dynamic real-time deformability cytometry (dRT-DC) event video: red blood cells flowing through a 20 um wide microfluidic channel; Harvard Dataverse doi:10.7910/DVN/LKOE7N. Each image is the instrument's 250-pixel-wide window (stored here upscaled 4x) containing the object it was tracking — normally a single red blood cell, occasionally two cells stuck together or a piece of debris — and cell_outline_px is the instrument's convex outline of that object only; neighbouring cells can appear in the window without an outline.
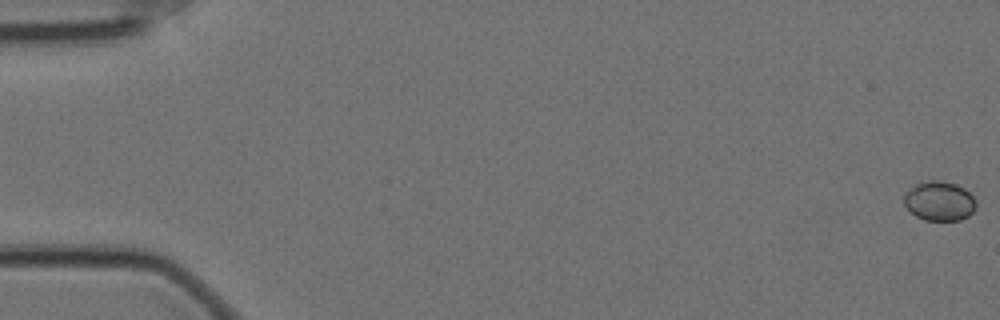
{"species": "Egyptian fruit bat (a non-hibernating species)", "species_latin": "Rousettus aegyptiacus", "temperature_condition": "cold", "stored_images_in_passage": 60, "camera_frame_rate_fps": 3000, "um_per_image_px": 0.085, "animal": {"sex": "female"}, "frame": {"image": 1, "passage_image": 1, "time_ms": 0.0, "image_size_px": [1000, 320], "cell_outline_px": [[976, 208], [968, 216], [960, 220], [924, 220], [916, 216], [904, 204], [904, 192], [908, 188], [916, 184], [928, 180], [940, 180], [956, 184], [964, 188], [976, 200]], "centroid_in_image_um": [79.84, 17.08], "position_along_channel_um": 5.2, "area_um2": 16.65}}
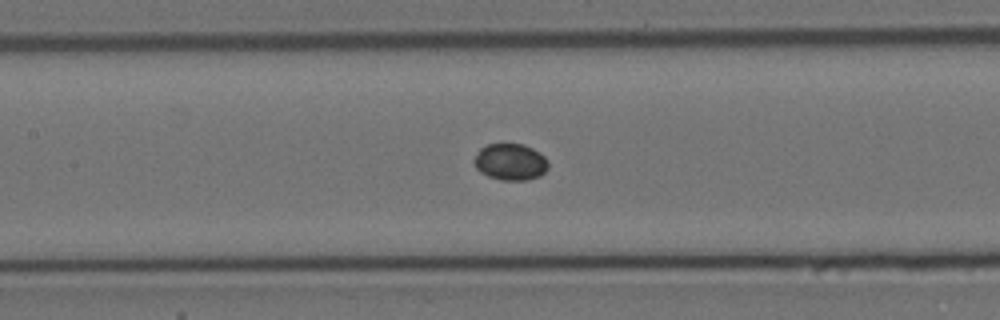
{"frame": {"image": 2, "passage_image": 28, "time_ms": 9.0, "image_size_px": [1000, 320], "cell_outline_px": [[548, 168], [540, 176], [528, 180], [500, 180], [488, 176], [480, 172], [476, 168], [472, 160], [476, 152], [480, 148], [488, 144], [524, 144], [540, 152], [548, 160]], "centroid_in_image_um": [43.37, 13.76], "position_along_channel_um": 164.0, "area_um2": 16.07}}
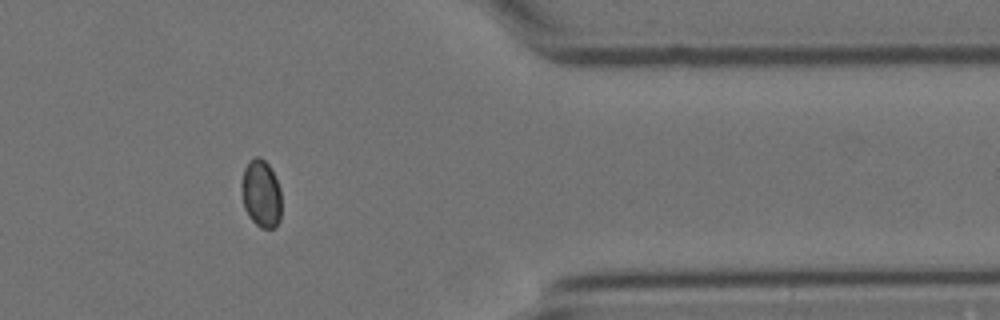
{"frame": {"image": 3, "passage_image": 49, "time_ms": 16.0, "image_size_px": [1000, 320], "cell_outline_px": [[280, 220], [276, 228], [260, 228], [248, 216], [244, 208], [240, 184], [244, 168], [248, 160], [256, 156], [260, 156], [268, 164], [280, 188]], "centroid_in_image_um": [22.17, 16.46], "position_along_channel_um": 389.2, "area_um2": 15.9}}